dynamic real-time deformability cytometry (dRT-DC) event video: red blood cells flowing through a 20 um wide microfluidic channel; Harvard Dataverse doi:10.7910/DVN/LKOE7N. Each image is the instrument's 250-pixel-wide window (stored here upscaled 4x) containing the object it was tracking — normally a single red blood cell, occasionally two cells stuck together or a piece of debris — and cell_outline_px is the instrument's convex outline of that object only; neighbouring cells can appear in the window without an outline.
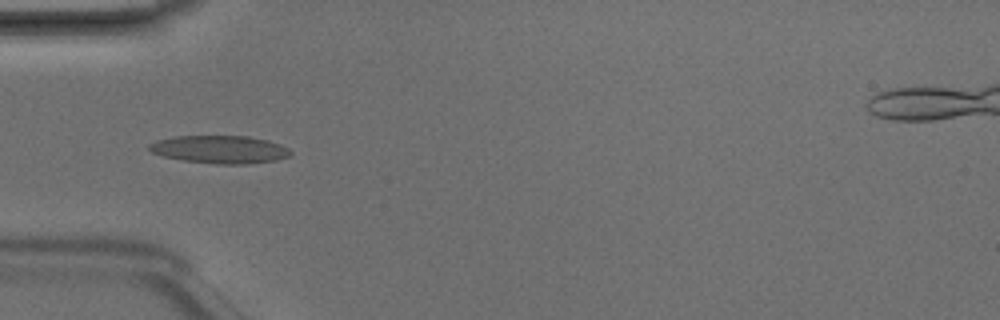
{"species": "Egyptian fruit bat (a non-hibernating species)", "species_latin": "Rousettus aegyptiacus", "temperature_condition": "room temperature", "stored_images_in_passage": 6, "camera_frame_rate_fps": 3000, "um_per_image_px": 0.085, "animal": {"sex": "male"}, "frame": {"image": 1, "passage_image": 5, "time_ms": 1.333, "image_size_px": [1000, 320], "cell_outline_px": [[292, 152], [288, 156], [276, 160], [248, 164], [216, 164], [184, 160], [164, 156], [152, 152], [148, 148], [148, 144], [156, 140], [176, 136], [248, 136], [268, 140], [280, 144], [288, 148]], "centroid_in_image_um": [18.69, 12.7], "position_along_channel_um": 66.3, "area_um2": 22.89}}